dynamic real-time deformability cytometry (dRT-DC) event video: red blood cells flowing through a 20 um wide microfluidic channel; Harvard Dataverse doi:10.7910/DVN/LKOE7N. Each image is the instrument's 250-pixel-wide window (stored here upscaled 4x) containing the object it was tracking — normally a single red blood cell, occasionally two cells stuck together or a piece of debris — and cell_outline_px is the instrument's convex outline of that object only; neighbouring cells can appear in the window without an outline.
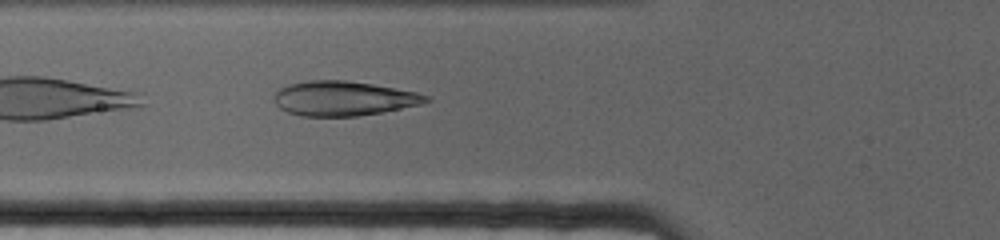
{"species": "human", "species_latin": "Homo sapiens", "temperature_condition": "cold", "stored_images_in_passage": 48, "camera_frame_rate_fps": 3000, "um_per_image_px": 0.085, "donor": {"sex": "female"}, "frame": {"image": 1, "passage_image": 6, "time_ms": 1.667, "image_size_px": [1000, 240], "cell_outline_px": [[432, 100], [420, 104], [380, 112], [356, 116], [300, 116], [288, 112], [280, 108], [276, 104], [276, 92], [280, 88], [288, 84], [308, 80], [344, 80], [372, 84], [416, 92], [428, 96]], "centroid_in_image_um": [29.18, 8.36], "position_along_channel_um": 96.6, "area_um2": 30.29}}
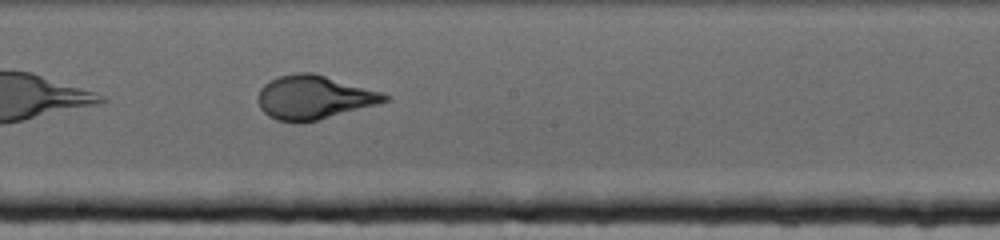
{"frame": {"image": 2, "passage_image": 19, "time_ms": 6.0, "image_size_px": [1000, 240], "cell_outline_px": [[388, 100], [376, 104], [316, 120], [296, 124], [276, 120], [268, 116], [260, 108], [260, 88], [264, 84], [280, 76], [296, 72], [312, 72], [384, 92], [388, 96]], "centroid_in_image_um": [26.67, 8.28], "position_along_channel_um": 221.5, "area_um2": 31.96}}
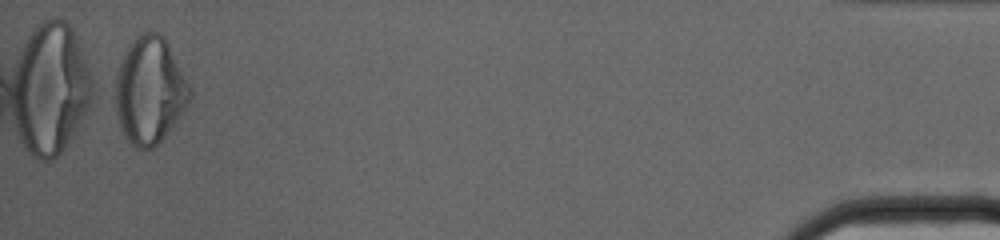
{"frame": {"image": 3, "passage_image": 48, "time_ms": 15.667, "image_size_px": [1000, 240], "cell_outline_px": [[192, 92], [184, 112], [156, 148], [136, 148], [128, 140], [120, 124], [116, 112], [108, 84], [128, 44], [136, 36], [144, 32], [156, 32], [164, 36], [192, 88]], "centroid_in_image_um": [12.66, 7.67], "position_along_channel_um": 422.5, "area_um2": 47.8}}